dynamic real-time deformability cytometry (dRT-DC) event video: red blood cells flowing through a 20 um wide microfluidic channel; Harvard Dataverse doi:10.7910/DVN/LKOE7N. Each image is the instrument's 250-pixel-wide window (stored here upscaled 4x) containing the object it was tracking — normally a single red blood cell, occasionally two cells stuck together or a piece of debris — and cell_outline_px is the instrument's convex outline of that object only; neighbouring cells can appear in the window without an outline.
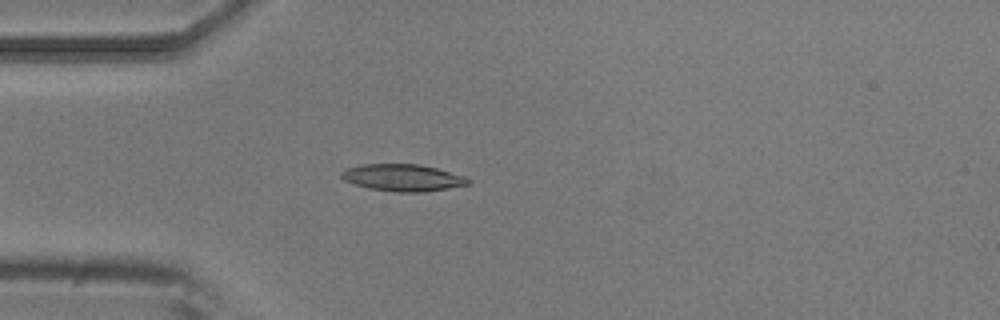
{"species": "common noctule bat (a hibernating species)", "species_latin": "Nyctalus noctula", "temperature_condition": "room temperature", "stored_images_in_passage": 5, "camera_frame_rate_fps": 3000, "um_per_image_px": 0.085, "animal": {"sex": "male", "body_mass_g": 20.5, "forearm_length_mm": 52.5}, "frame": {"image": 1, "passage_image": 5, "time_ms": 1.333, "image_size_px": [1000, 320], "cell_outline_px": [[472, 180], [468, 184], [448, 188], [424, 192], [396, 192], [368, 188], [344, 180], [340, 176], [340, 172], [344, 168], [360, 164], [420, 164], [436, 168], [464, 176]], "centroid_in_image_um": [34.2, 15.09], "position_along_channel_um": 50.8, "area_um2": 19.94}}